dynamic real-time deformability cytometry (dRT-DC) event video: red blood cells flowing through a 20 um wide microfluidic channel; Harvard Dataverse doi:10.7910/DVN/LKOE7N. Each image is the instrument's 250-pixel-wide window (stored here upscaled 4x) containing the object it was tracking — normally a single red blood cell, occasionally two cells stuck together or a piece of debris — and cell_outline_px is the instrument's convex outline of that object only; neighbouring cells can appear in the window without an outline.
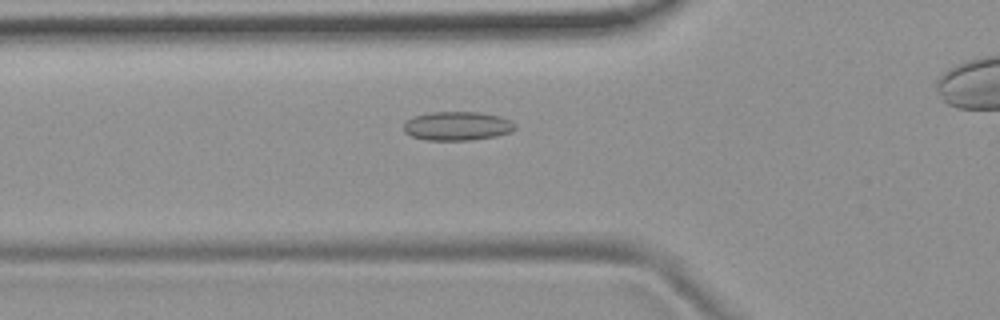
{"species": "common noctule bat (a hibernating species)", "species_latin": "Nyctalus noctula", "temperature_condition": "room temperature", "stored_images_in_passage": 38, "camera_frame_rate_fps": 3000, "um_per_image_px": 0.085, "animal": {"sex": "female", "body_mass_g": 19.9}, "frame": {"image": 1, "passage_image": 10, "time_ms": 3.0, "image_size_px": [1000, 320], "cell_outline_px": [[516, 128], [512, 132], [496, 136], [472, 140], [424, 140], [412, 136], [404, 132], [404, 120], [412, 116], [428, 112], [480, 112], [500, 116], [512, 120], [516, 124]], "centroid_in_image_um": [38.87, 10.7], "position_along_channel_um": 86.9, "area_um2": 19.13}}
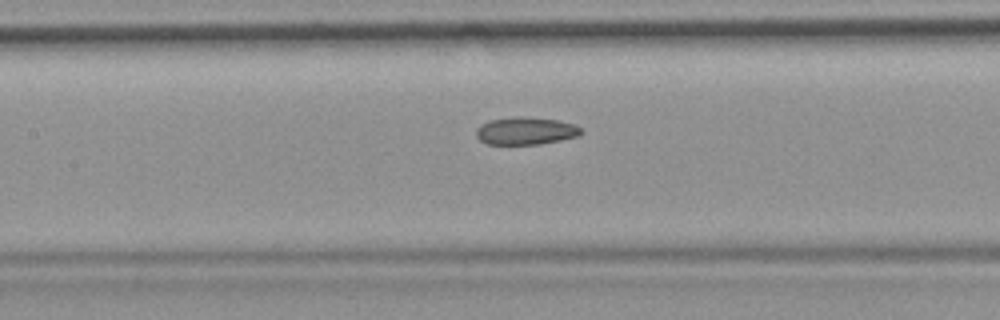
{"frame": {"image": 2, "passage_image": 16, "time_ms": 5.0, "image_size_px": [1000, 320], "cell_outline_px": [[584, 132], [580, 136], [540, 144], [488, 144], [480, 140], [476, 136], [476, 128], [480, 124], [492, 120], [516, 116], [556, 120], [572, 124], [584, 128]], "centroid_in_image_um": [44.71, 11.13], "position_along_channel_um": 162.7, "area_um2": 16.82}}
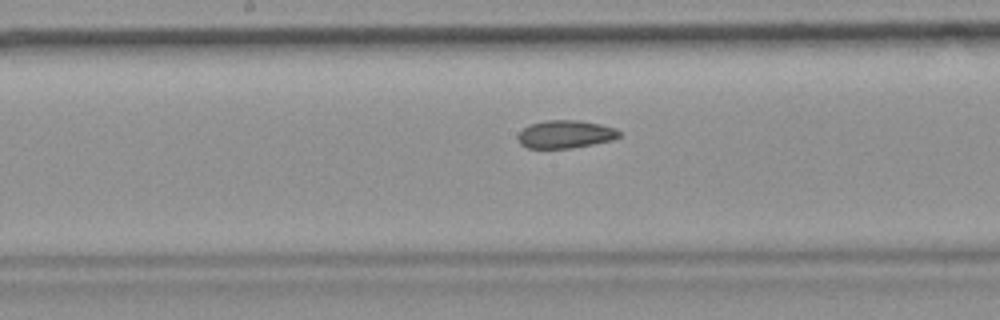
{"frame": {"image": 3, "passage_image": 19, "time_ms": 6.0, "image_size_px": [1000, 320], "cell_outline_px": [[620, 136], [612, 140], [572, 148], [528, 148], [520, 144], [516, 136], [528, 124], [544, 120], [576, 120], [600, 124], [616, 128], [620, 132]], "centroid_in_image_um": [48.03, 11.4], "position_along_channel_um": 200.2, "area_um2": 16.53}, "authors_computed_cell_mechanics": {"area_um2": 17.1955, "velocity_mm_per_s": 3.7615, "shape_relaxation_time_tau1_ms": null, "shape_relaxation_time_tau2_ms": 4.0673, "deformation_change_tau1": null, "deformation_change_tau2": 0.0972}}